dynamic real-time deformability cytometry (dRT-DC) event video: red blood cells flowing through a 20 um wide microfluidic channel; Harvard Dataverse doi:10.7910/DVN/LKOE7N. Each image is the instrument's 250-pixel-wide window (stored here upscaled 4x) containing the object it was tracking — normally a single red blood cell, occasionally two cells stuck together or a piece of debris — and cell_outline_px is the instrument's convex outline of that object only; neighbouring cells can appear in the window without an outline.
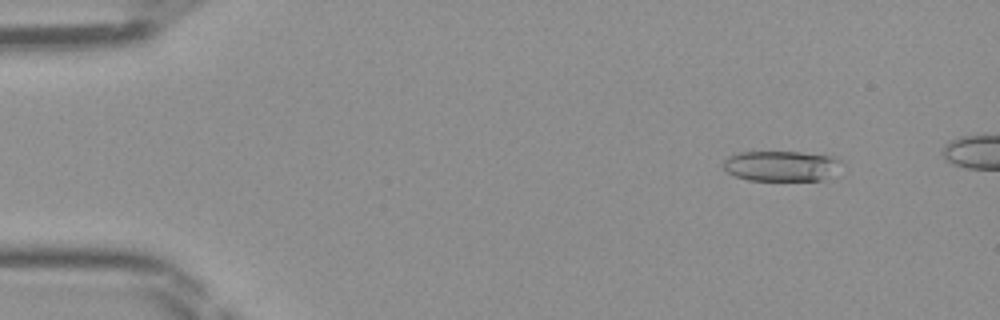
{"species": "Egyptian fruit bat (a non-hibernating species)", "species_latin": "Rousettus aegyptiacus", "temperature_condition": "room temperature", "stored_images_in_passage": 43, "camera_frame_rate_fps": 3000, "um_per_image_px": 0.085, "frame": {"image": 1, "passage_image": 5, "time_ms": 1.333, "image_size_px": [1000, 320], "cell_outline_px": [[840, 160], [820, 180], [748, 180], [736, 176], [728, 172], [724, 168], [724, 160], [728, 156], [740, 152], [800, 152], [836, 156]], "centroid_in_image_um": [66.27, 14.08], "position_along_channel_um": 18.7, "area_um2": 20.17}}
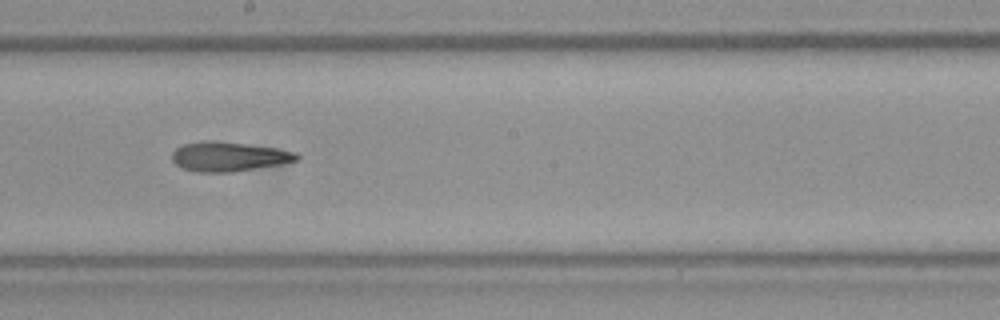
{"frame": {"image": 2, "passage_image": 26, "time_ms": 8.333, "image_size_px": [1000, 320], "cell_outline_px": [[300, 160], [280, 164], [232, 172], [196, 172], [184, 168], [176, 164], [172, 160], [172, 152], [180, 144], [200, 140], [216, 140], [276, 148], [296, 152], [300, 156]], "centroid_in_image_um": [19.42, 13.29], "position_along_channel_um": 228.8, "area_um2": 21.62}}
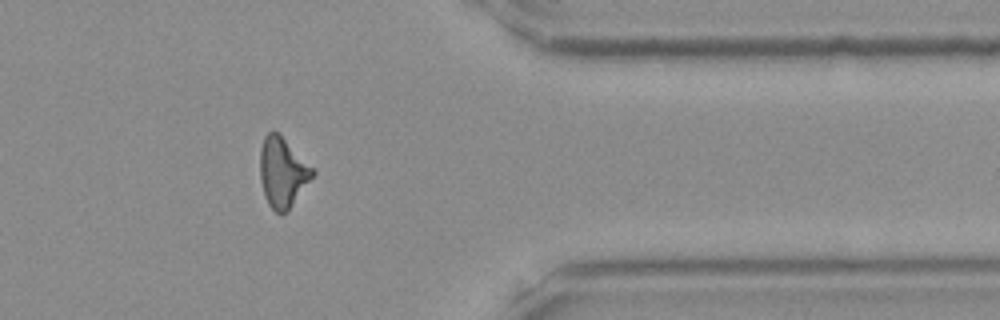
{"frame": {"image": 3, "passage_image": 38, "time_ms": 12.333, "image_size_px": [1000, 320], "cell_outline_px": [[316, 172], [288, 212], [280, 216], [268, 204], [264, 196], [260, 180], [260, 148], [264, 136], [268, 132], [276, 132]], "centroid_in_image_um": [23.99, 14.73], "position_along_channel_um": 387.4, "area_um2": 21.1}}